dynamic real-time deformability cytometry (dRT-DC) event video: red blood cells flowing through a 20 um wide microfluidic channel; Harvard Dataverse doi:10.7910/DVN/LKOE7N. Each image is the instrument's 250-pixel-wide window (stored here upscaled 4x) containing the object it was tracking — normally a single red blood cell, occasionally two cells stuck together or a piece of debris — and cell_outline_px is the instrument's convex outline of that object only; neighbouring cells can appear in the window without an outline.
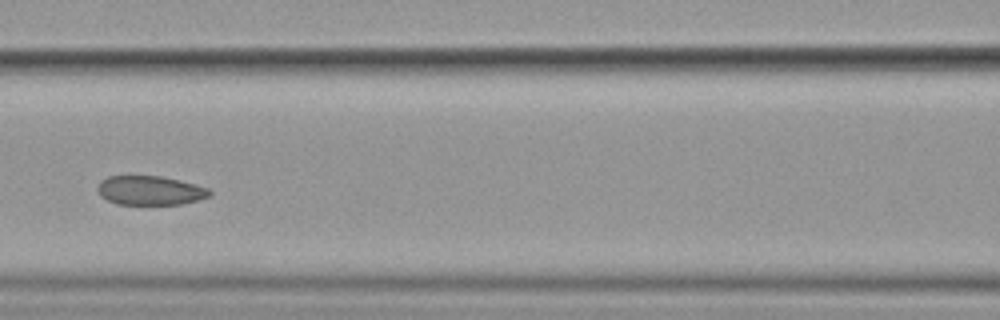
{"species": "common noctule bat (a hibernating species)", "species_latin": "Nyctalus noctula", "temperature_condition": "cold", "stored_images_in_passage": 16, "camera_frame_rate_fps": 3000, "um_per_image_px": 0.085, "animal": {"sex": "female", "body_mass_g": 19.9}, "frame": {"image": 1, "passage_image": 7, "time_ms": 7.667, "image_size_px": [1000, 320], "cell_outline_px": [[212, 196], [200, 200], [180, 204], [116, 204], [100, 196], [96, 188], [100, 180], [108, 176], [160, 176], [180, 180], [208, 188], [212, 192]], "centroid_in_image_um": [12.76, 16.19], "position_along_channel_um": 153.8, "area_um2": 19.19}}
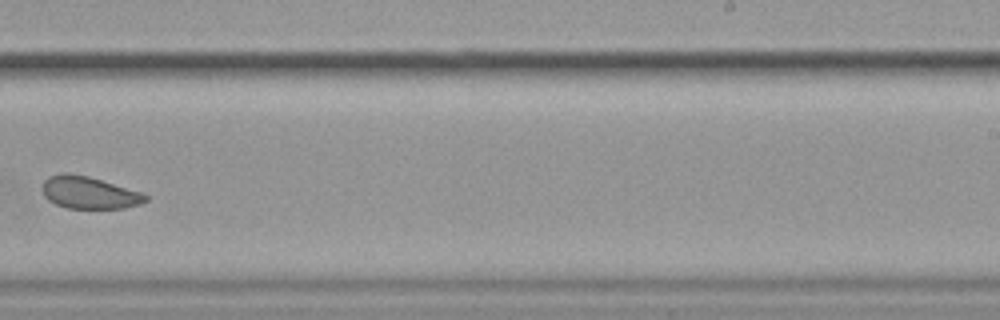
{"frame": {"image": 2, "passage_image": 10, "time_ms": 11.333, "image_size_px": [1000, 320], "cell_outline_px": [[148, 200], [140, 204], [124, 208], [68, 208], [56, 204], [48, 200], [44, 196], [40, 188], [44, 180], [48, 176], [60, 172], [68, 172], [88, 176], [144, 192], [148, 196]], "centroid_in_image_um": [7.56, 16.35], "position_along_channel_um": 281.4, "area_um2": 19.77}, "authors_computed_cell_mechanics": {"area_um2": 22.5709, "velocity_mm_per_s": 3.4955, "shape_relaxation_time_tau1_ms": 7.3081, "shape_relaxation_time_tau2_ms": null, "deformation_change_tau1": 0.1203, "deformation_change_tau2": null}}